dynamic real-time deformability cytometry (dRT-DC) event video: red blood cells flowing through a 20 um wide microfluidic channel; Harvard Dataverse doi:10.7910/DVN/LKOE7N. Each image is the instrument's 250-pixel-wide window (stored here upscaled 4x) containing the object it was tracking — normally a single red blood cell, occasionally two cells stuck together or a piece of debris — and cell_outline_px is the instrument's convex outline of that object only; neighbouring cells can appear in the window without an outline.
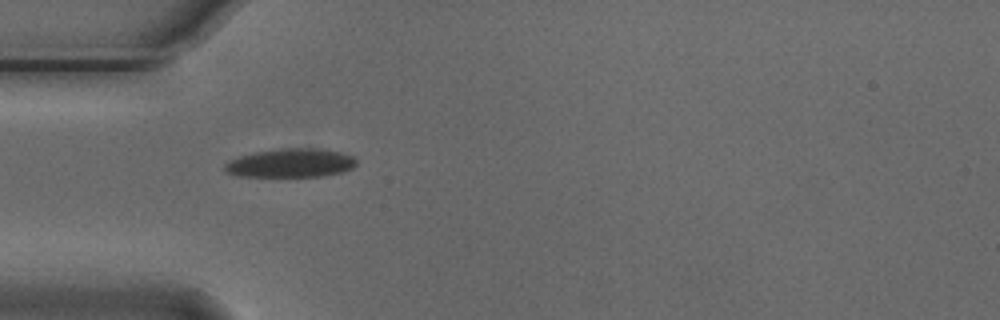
{"species": "Egyptian fruit bat (a non-hibernating species)", "species_latin": "Rousettus aegyptiacus", "temperature_condition": "cold", "stored_images_in_passage": 13, "camera_frame_rate_fps": 3000, "um_per_image_px": 0.085, "animal": {"sex": "male"}, "frame": {"image": 1, "passage_image": 1, "time_ms": 0.0, "image_size_px": [1000, 320], "cell_outline_px": [[356, 164], [352, 168], [344, 172], [324, 176], [236, 176], [224, 172], [224, 164], [228, 160], [252, 152], [280, 148], [316, 148], [340, 152], [352, 156], [356, 160]], "centroid_in_image_um": [24.67, 13.85], "position_along_channel_um": 60.3, "area_um2": 22.25}}
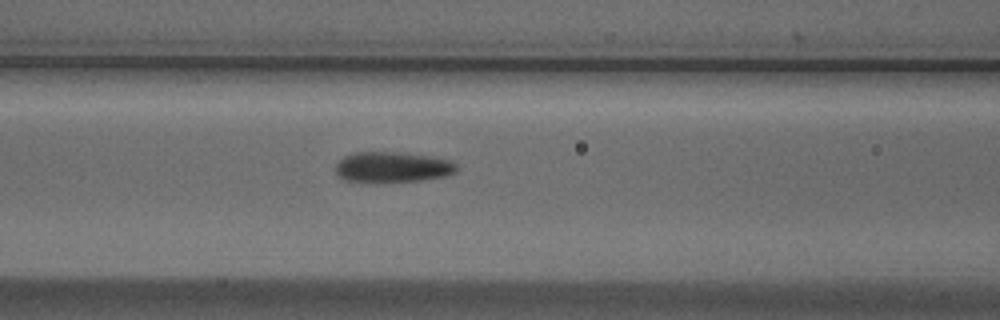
{"frame": {"image": 2, "passage_image": 7, "time_ms": 2.0, "image_size_px": [1000, 320], "cell_outline_px": [[460, 168], [456, 172], [444, 176], [420, 180], [380, 184], [376, 184], [344, 180], [336, 176], [336, 164], [344, 156], [356, 152], [404, 152], [432, 156], [452, 160]], "centroid_in_image_um": [33.35, 14.23], "position_along_channel_um": 133.2, "area_um2": 22.37}}
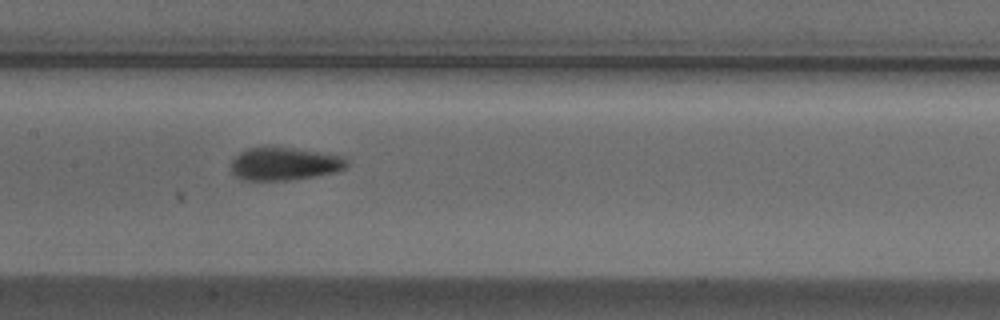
{"frame": {"image": 3, "passage_image": 11, "time_ms": 3.333, "image_size_px": [1000, 320], "cell_outline_px": [[348, 164], [344, 168], [336, 172], [292, 180], [244, 180], [236, 176], [232, 172], [232, 160], [240, 152], [248, 148], [292, 148], [344, 156], [348, 160]], "centroid_in_image_um": [24.2, 13.94], "position_along_channel_um": 183.2, "area_um2": 21.91}}